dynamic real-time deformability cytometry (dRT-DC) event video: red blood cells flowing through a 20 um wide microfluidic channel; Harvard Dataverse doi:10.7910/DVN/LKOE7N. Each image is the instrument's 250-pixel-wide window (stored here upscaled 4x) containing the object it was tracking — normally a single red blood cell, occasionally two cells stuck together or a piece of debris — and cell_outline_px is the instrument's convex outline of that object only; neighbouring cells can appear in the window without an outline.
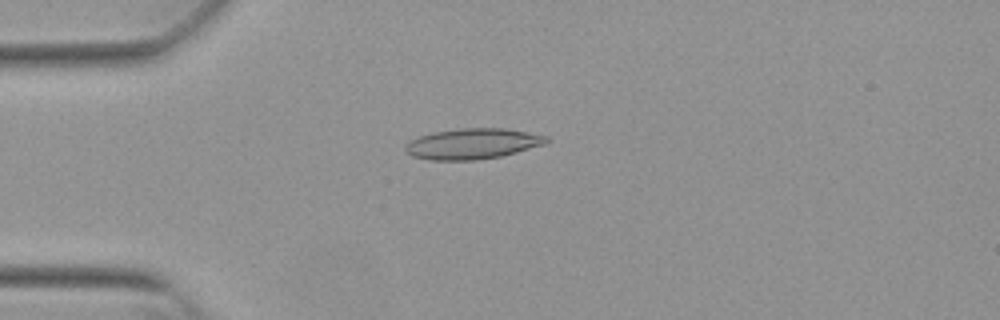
{"species": "Egyptian fruit bat (a non-hibernating species)", "species_latin": "Rousettus aegyptiacus", "temperature_condition": "warm", "stored_images_in_passage": 15, "camera_frame_rate_fps": 3000, "um_per_image_px": 0.085, "animal": {"sex": "female"}, "frame": {"image": 1, "passage_image": 3, "time_ms": 0.667, "image_size_px": [1000, 320], "cell_outline_px": [[548, 144], [500, 156], [476, 160], [428, 160], [412, 156], [404, 152], [404, 144], [408, 140], [432, 132], [460, 128], [504, 128], [528, 132], [548, 136]], "centroid_in_image_um": [40.13, 12.22], "position_along_channel_um": 44.9, "area_um2": 25.49}}
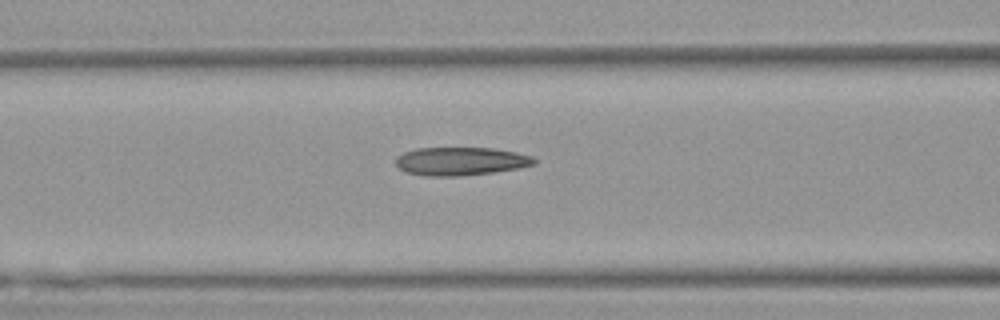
{"frame": {"image": 2, "passage_image": 11, "time_ms": 3.333, "image_size_px": [1000, 320], "cell_outline_px": [[536, 164], [520, 168], [492, 172], [460, 176], [428, 176], [408, 172], [400, 168], [396, 164], [396, 156], [404, 152], [416, 148], [492, 148], [516, 152], [532, 156], [536, 160]], "centroid_in_image_um": [39.18, 13.7], "position_along_channel_um": 127.4, "area_um2": 22.72}}
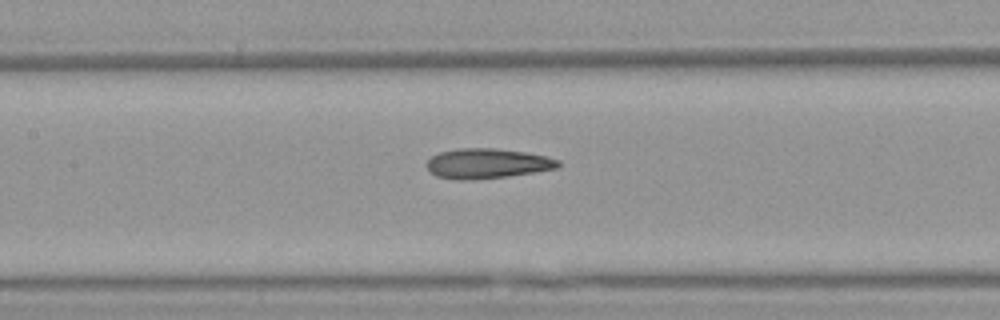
{"frame": {"image": 3, "passage_image": 14, "time_ms": 4.333, "image_size_px": [1000, 320], "cell_outline_px": [[560, 164], [556, 168], [508, 176], [468, 180], [456, 180], [436, 176], [428, 168], [428, 160], [432, 156], [440, 152], [456, 148], [496, 148], [524, 152], [548, 156], [560, 160]], "centroid_in_image_um": [41.41, 13.89], "position_along_channel_um": 166.0, "area_um2": 22.83}}